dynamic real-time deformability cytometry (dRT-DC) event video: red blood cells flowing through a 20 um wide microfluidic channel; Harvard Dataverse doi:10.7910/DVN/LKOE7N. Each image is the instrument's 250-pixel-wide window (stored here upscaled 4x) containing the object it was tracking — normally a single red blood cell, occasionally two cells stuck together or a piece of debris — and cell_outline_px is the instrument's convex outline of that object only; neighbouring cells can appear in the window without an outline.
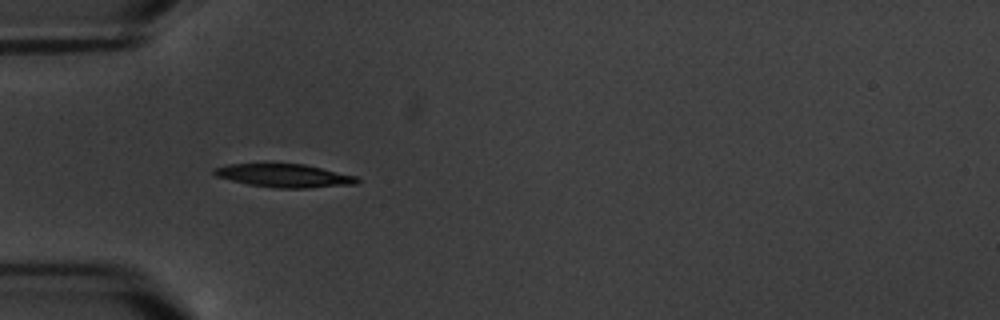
{"species": "common noctule bat (a hibernating species)", "species_latin": "Nyctalus noctula", "temperature_condition": "warm", "stored_images_in_passage": 2, "camera_frame_rate_fps": 3000, "um_per_image_px": 0.085, "animal": {"sex": "male", "body_mass_g": 20.1, "forearm_length_mm": 53.5}, "frame": {"image": 1, "passage_image": 1, "time_ms": 0.0, "image_size_px": [1000, 320], "cell_outline_px": [[360, 180], [356, 184], [308, 188], [276, 188], [248, 184], [216, 176], [212, 172], [212, 168], [228, 164], [304, 164], [356, 176]], "centroid_in_image_um": [24.15, 14.93], "position_along_channel_um": 60.9, "area_um2": 19.25}}